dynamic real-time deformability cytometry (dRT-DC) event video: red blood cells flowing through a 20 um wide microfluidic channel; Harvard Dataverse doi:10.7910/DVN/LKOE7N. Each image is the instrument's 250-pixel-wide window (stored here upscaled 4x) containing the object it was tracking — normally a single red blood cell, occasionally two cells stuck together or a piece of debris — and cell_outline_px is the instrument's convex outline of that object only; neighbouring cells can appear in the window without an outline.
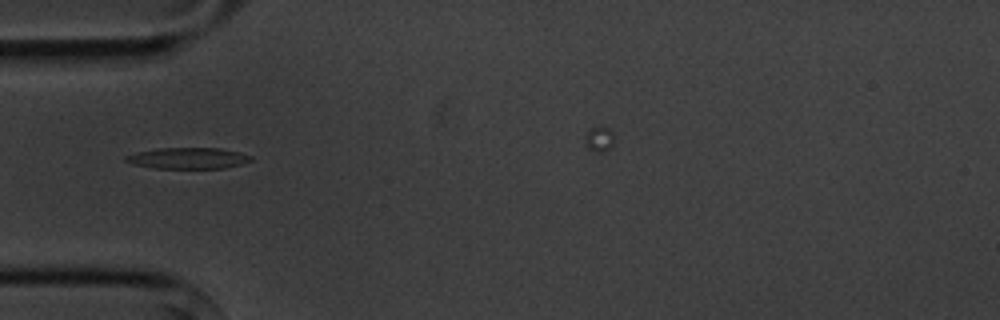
{"species": "common noctule bat (a hibernating species)", "species_latin": "Nyctalus noctula", "temperature_condition": "cold", "stored_images_in_passage": 5, "camera_frame_rate_fps": 3000, "um_per_image_px": 0.085, "animal": {"sex": "male", "body_mass_g": 20.1, "forearm_length_mm": 53.5}, "frame": {"image": 1, "passage_image": 2, "time_ms": 1.333, "image_size_px": [1000, 320], "cell_outline_px": [[252, 160], [240, 164], [224, 168], [156, 168], [132, 164], [124, 160], [124, 156], [136, 152], [156, 148], [220, 148], [240, 152], [252, 156]], "centroid_in_image_um": [15.96, 13.44], "position_along_channel_um": 69.0, "area_um2": 15.43}}
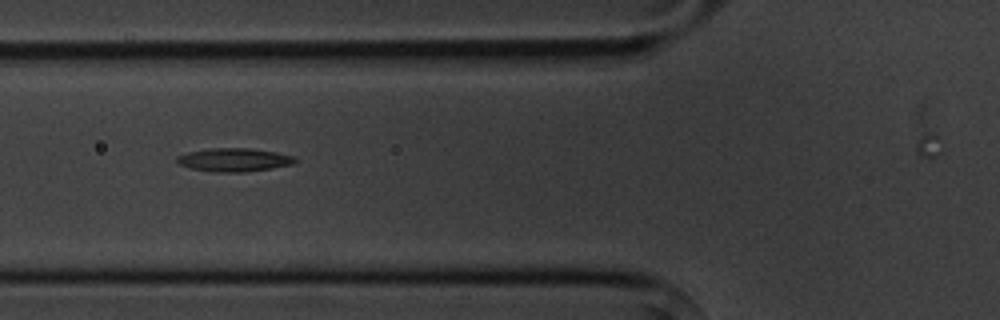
{"frame": {"image": 2, "passage_image": 3, "time_ms": 2.333, "image_size_px": [1000, 320], "cell_outline_px": [[296, 160], [292, 164], [272, 168], [244, 172], [216, 172], [192, 168], [180, 164], [176, 160], [176, 156], [188, 152], [208, 148], [248, 148], [276, 152], [296, 156]], "centroid_in_image_um": [19.91, 13.58], "position_along_channel_um": 105.9, "area_um2": 16.01}}
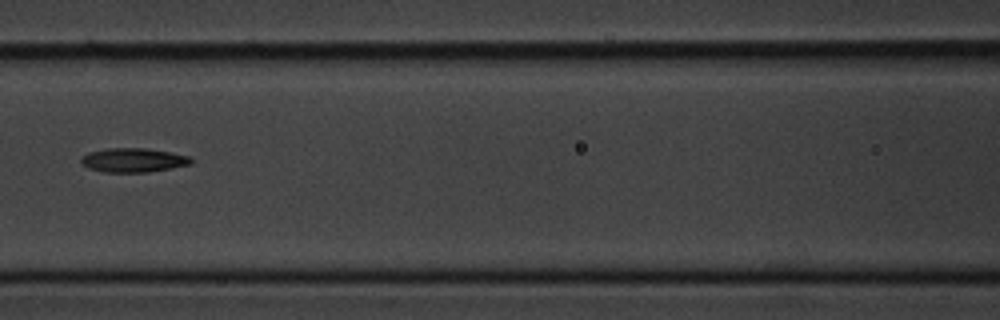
{"frame": {"image": 3, "passage_image": 4, "time_ms": 3.667, "image_size_px": [1000, 320], "cell_outline_px": [[196, 160], [192, 164], [148, 172], [104, 172], [88, 168], [80, 160], [80, 156], [88, 152], [108, 148], [144, 148], [172, 152], [188, 156]], "centroid_in_image_um": [11.35, 13.6], "position_along_channel_um": 155.3, "area_um2": 15.55}}